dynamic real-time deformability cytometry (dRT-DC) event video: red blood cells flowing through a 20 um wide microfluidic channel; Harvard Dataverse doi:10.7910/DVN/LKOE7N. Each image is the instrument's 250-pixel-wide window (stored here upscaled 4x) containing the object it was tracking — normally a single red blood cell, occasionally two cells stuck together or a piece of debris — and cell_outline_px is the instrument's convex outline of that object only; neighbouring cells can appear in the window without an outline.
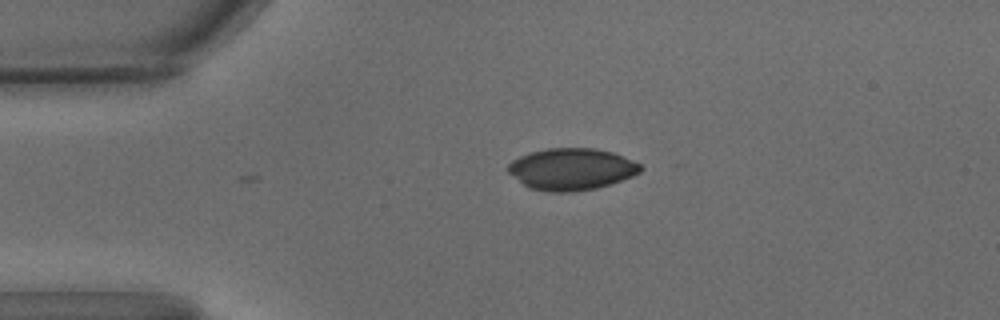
{"species": "common noctule bat (a hibernating species)", "species_latin": "Nyctalus noctula", "temperature_condition": "warm", "stored_images_in_passage": 2, "camera_frame_rate_fps": 3000, "um_per_image_px": 0.085, "animal": {"sex": "male", "body_mass_g": 15.6}, "frame": {"image": 1, "passage_image": 1, "time_ms": 0.0, "image_size_px": [1000, 320], "cell_outline_px": [[644, 168], [640, 172], [632, 176], [596, 188], [572, 192], [548, 192], [528, 188], [508, 172], [508, 164], [512, 160], [520, 156], [532, 152], [548, 148], [596, 148], [612, 152], [640, 164]], "centroid_in_image_um": [48.56, 14.38], "position_along_channel_um": 36.4, "area_um2": 32.08}}